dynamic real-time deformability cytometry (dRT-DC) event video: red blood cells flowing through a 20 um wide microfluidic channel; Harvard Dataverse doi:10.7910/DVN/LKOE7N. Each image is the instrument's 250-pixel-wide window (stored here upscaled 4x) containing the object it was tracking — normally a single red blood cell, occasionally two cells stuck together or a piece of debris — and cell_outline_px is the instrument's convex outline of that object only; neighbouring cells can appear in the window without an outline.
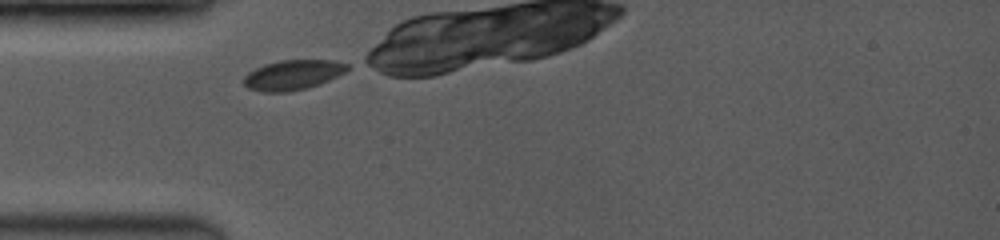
{"species": "common noctule bat (a hibernating species)", "species_latin": "Nyctalus noctula", "temperature_condition": "room temperature", "stored_images_in_passage": 75, "camera_frame_rate_fps": 3500, "um_per_image_px": 0.085, "animal": {"sex": "female", "body_mass_g": 19.0, "forearm_length_mm": 53.3}, "frame": {"image": 1, "passage_image": 1, "time_ms": 0.0, "image_size_px": [1000, 240], "cell_outline_px": [[348, 68], [344, 72], [328, 80], [304, 88], [288, 92], [264, 92], [248, 88], [244, 84], [244, 76], [248, 72], [264, 64], [280, 60], [332, 60], [348, 64]], "centroid_in_image_um": [24.85, 6.36], "position_along_channel_um": 60.2, "area_um2": 17.74}}
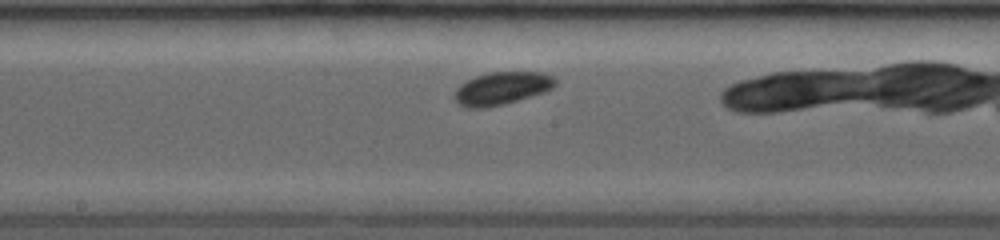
{"frame": {"image": 2, "passage_image": 30, "time_ms": 3.714, "image_size_px": [1000, 240], "cell_outline_px": [[556, 84], [552, 88], [544, 92], [504, 104], [488, 108], [468, 108], [456, 104], [452, 96], [456, 88], [464, 80], [488, 72], [544, 72], [556, 76]], "centroid_in_image_um": [42.61, 7.51], "position_along_channel_um": 205.6, "area_um2": 19.71}}
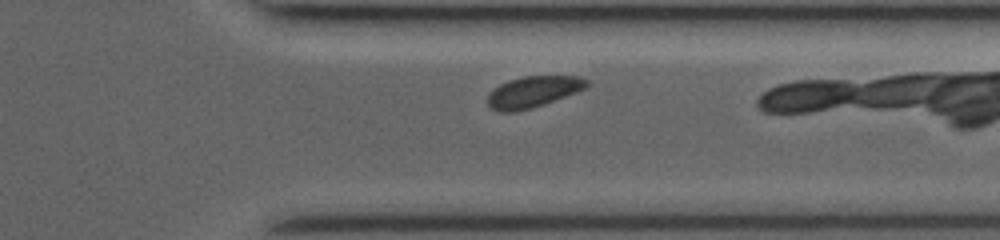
{"frame": {"image": 3, "passage_image": 63, "time_ms": 7.714, "image_size_px": [1000, 240], "cell_outline_px": [[588, 88], [544, 104], [532, 108], [516, 112], [500, 112], [488, 108], [488, 92], [500, 84], [508, 80], [524, 76], [580, 76], [588, 80]], "centroid_in_image_um": [45.3, 7.81], "position_along_channel_um": 366.1, "area_um2": 18.26}}